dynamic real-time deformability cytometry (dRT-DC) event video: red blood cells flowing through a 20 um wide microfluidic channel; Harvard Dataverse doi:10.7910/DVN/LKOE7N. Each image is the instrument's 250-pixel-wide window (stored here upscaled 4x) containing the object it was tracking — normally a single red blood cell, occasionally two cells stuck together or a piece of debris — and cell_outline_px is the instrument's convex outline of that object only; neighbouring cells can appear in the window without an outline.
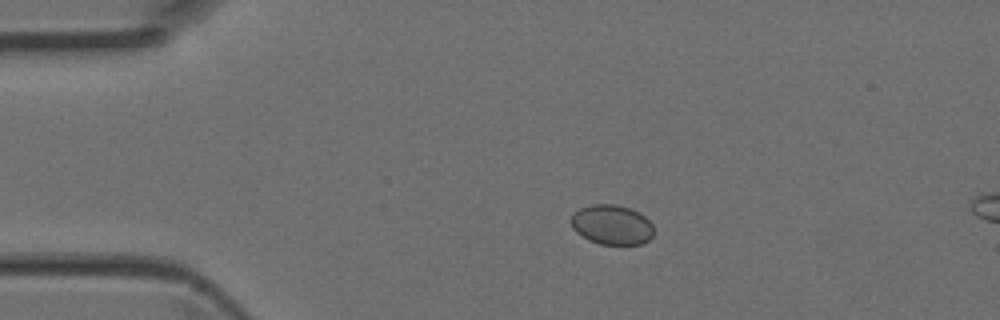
{"species": "Egyptian fruit bat (a non-hibernating species)", "species_latin": "Rousettus aegyptiacus", "temperature_condition": "room temperature", "stored_images_in_passage": 3, "camera_frame_rate_fps": 3000, "um_per_image_px": 0.085, "animal": {"sex": "female"}, "frame": {"image": 1, "passage_image": 2, "time_ms": 0.333, "image_size_px": [1000, 320], "cell_outline_px": [[652, 236], [644, 244], [600, 244], [588, 240], [576, 232], [572, 228], [572, 212], [580, 208], [592, 204], [616, 204], [640, 212], [652, 224]], "centroid_in_image_um": [51.99, 19.1], "position_along_channel_um": 33.0, "area_um2": 19.19}}